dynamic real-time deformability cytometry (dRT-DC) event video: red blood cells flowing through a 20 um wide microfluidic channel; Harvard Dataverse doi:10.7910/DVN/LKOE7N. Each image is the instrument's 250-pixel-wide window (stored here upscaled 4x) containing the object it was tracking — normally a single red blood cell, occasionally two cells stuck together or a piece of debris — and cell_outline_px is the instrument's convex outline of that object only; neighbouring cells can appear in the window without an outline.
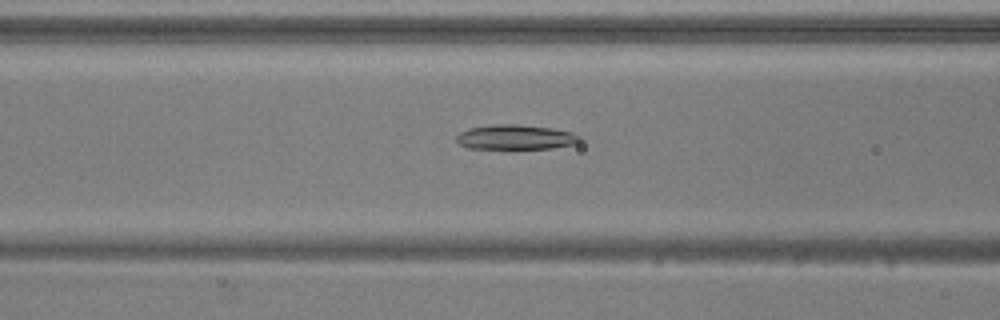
{"species": "common noctule bat (a hibernating species)", "species_latin": "Nyctalus noctula", "temperature_condition": "warm", "stored_images_in_passage": 48, "camera_frame_rate_fps": 3000, "um_per_image_px": 0.085, "animal": {"sex": "male", "body_mass_g": 20.5, "forearm_length_mm": 52.5}, "frame": {"image": 1, "passage_image": 17, "time_ms": 5.333, "image_size_px": [1000, 320], "cell_outline_px": [[580, 140], [576, 144], [552, 148], [468, 148], [460, 144], [456, 140], [456, 136], [460, 132], [468, 128], [492, 124], [520, 124], [552, 128], [572, 132], [580, 136]], "centroid_in_image_um": [43.82, 11.64], "position_along_channel_um": 122.8, "area_um2": 17.8}}
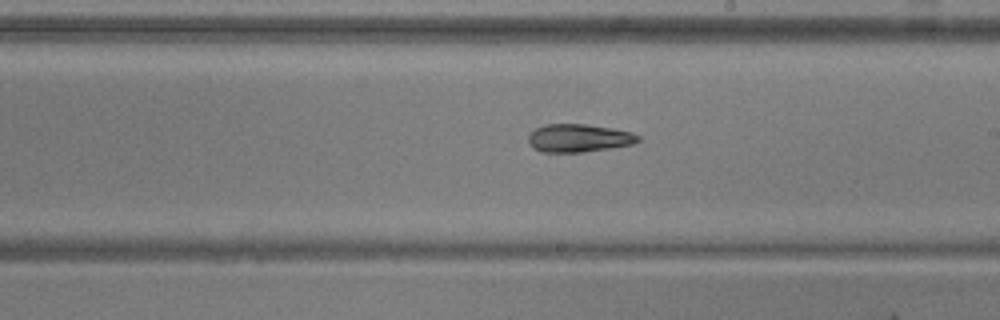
{"frame": {"image": 2, "passage_image": 26, "time_ms": 8.333, "image_size_px": [1000, 320], "cell_outline_px": [[640, 140], [632, 144], [608, 148], [580, 152], [540, 152], [532, 148], [528, 140], [528, 136], [536, 128], [544, 124], [584, 124], [612, 128], [632, 132], [640, 136]], "centroid_in_image_um": [49.17, 11.73], "position_along_channel_um": 239.8, "area_um2": 17.86}}
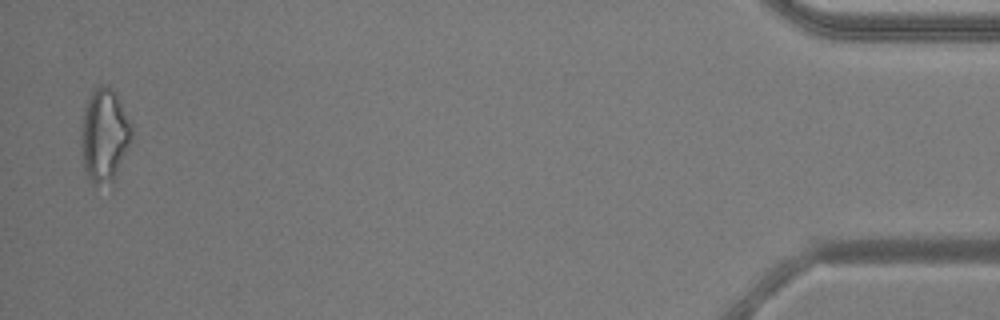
{"frame": {"image": 3, "passage_image": 47, "time_ms": 15.333, "image_size_px": [1000, 320], "cell_outline_px": [[132, 140], [112, 184], [92, 180], [88, 176], [84, 168], [80, 144], [80, 132], [84, 108], [92, 92], [100, 84], [108, 84], [112, 88], [132, 124]], "centroid_in_image_um": [8.87, 11.46], "position_along_channel_um": 426.3, "area_um2": 27.34}, "authors_computed_cell_mechanics": {"area_um2": 19.1029, "velocity_mm_per_s": 3.8889, "shape_relaxation_time_tau1_ms": 1.6866, "shape_relaxation_time_tau2_ms": 4.9442, "deformation_change_tau1": 0.1529, "deformation_change_tau2": 0.1681}}